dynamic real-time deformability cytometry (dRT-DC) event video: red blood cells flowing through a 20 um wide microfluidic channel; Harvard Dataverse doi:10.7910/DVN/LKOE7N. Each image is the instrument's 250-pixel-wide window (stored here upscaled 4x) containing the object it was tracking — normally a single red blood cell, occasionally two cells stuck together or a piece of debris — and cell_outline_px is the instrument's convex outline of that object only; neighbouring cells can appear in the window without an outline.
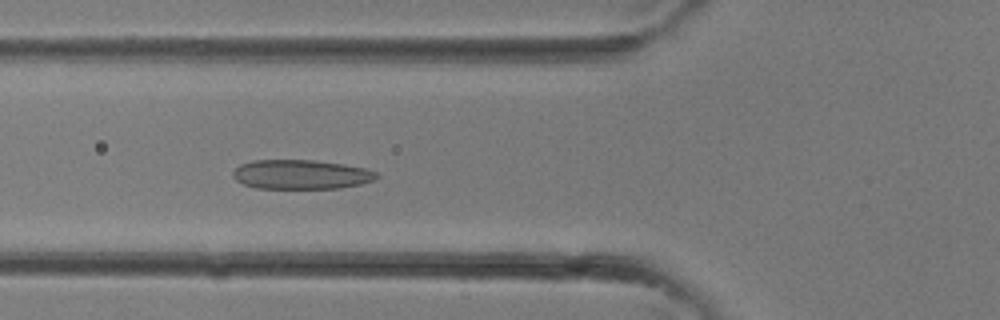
{"species": "common noctule bat (a hibernating species)", "species_latin": "Nyctalus noctula", "temperature_condition": "room temperature", "stored_images_in_passage": 11, "camera_frame_rate_fps": 3000, "um_per_image_px": 0.085, "animal": {"sex": "female"}, "frame": {"image": 1, "passage_image": 11, "time_ms": 3.333, "image_size_px": [1000, 320], "cell_outline_px": [[380, 176], [376, 180], [360, 184], [340, 188], [256, 188], [244, 184], [236, 180], [232, 176], [232, 172], [240, 164], [252, 160], [312, 160], [344, 164], [368, 168], [376, 172]], "centroid_in_image_um": [25.62, 14.82], "position_along_channel_um": 100.2, "area_um2": 24.74}}